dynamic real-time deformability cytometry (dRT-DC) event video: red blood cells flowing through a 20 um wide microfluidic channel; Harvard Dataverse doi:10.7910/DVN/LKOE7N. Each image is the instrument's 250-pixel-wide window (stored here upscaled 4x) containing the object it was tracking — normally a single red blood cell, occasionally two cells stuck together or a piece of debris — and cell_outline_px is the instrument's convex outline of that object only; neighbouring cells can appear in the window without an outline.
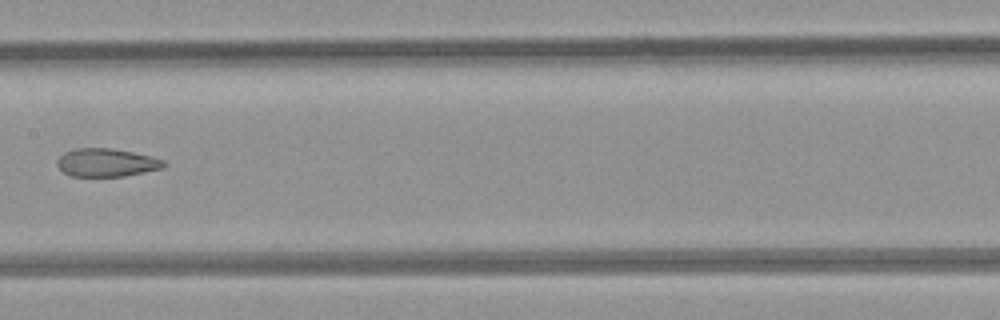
{"species": "common noctule bat (a hibernating species)", "species_latin": "Nyctalus noctula", "temperature_condition": "room temperature", "stored_images_in_passage": 9, "camera_frame_rate_fps": 3000, "um_per_image_px": 0.085, "animal": {"sex": "female", "body_mass_g": 21.9}, "frame": {"image": 1, "passage_image": 8, "time_ms": 8.0, "image_size_px": [1000, 320], "cell_outline_px": [[168, 164], [164, 168], [124, 176], [72, 176], [64, 172], [56, 164], [56, 160], [64, 152], [76, 148], [112, 148], [152, 156], [164, 160]], "centroid_in_image_um": [9.08, 13.81], "position_along_channel_um": 198.3, "area_um2": 17.57}}
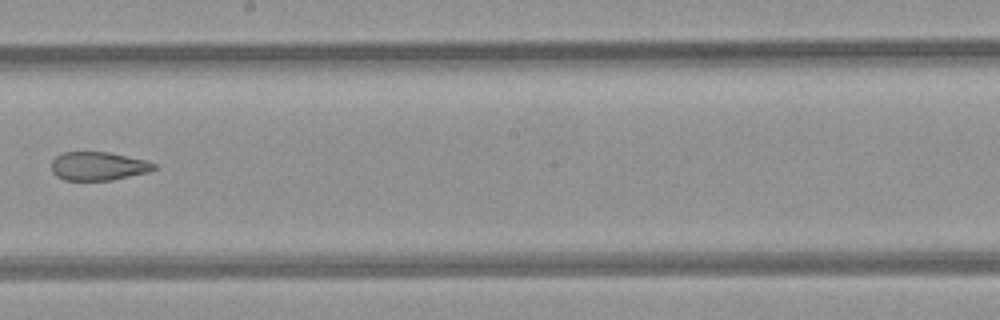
{"frame": {"image": 2, "passage_image": 9, "time_ms": 9.0, "image_size_px": [1000, 320], "cell_outline_px": [[156, 168], [148, 172], [112, 180], [64, 180], [56, 176], [52, 172], [52, 160], [56, 156], [64, 152], [108, 152], [148, 160], [156, 164]], "centroid_in_image_um": [8.36, 14.12], "position_along_channel_um": 239.8, "area_um2": 17.11}}